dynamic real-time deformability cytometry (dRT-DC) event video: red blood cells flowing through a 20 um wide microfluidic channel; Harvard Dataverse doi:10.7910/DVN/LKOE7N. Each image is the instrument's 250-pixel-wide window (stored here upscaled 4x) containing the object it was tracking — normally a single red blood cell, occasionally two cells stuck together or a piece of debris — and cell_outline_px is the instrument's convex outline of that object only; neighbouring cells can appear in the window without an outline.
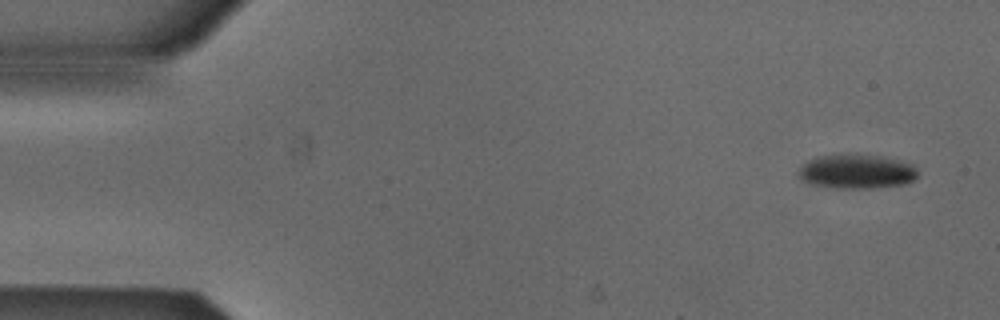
{"species": "Egyptian fruit bat (a non-hibernating species)", "species_latin": "Rousettus aegyptiacus", "temperature_condition": "cold", "stored_images_in_passage": 5, "segment_of_instrument_passage": [1, 2], "camera_frame_rate_fps": 3000, "um_per_image_px": 0.085, "animal": {"sex": "male"}, "frame": {"image": 1, "passage_image": 1, "time_ms": 0.0, "image_size_px": [1000, 320], "cell_outline_px": [[916, 176], [908, 184], [872, 188], [828, 188], [812, 184], [804, 180], [796, 172], [808, 160], [816, 156], [876, 156], [896, 160], [912, 164], [916, 168]], "centroid_in_image_um": [72.8, 14.62], "position_along_channel_um": 12.2, "area_um2": 23.24}}